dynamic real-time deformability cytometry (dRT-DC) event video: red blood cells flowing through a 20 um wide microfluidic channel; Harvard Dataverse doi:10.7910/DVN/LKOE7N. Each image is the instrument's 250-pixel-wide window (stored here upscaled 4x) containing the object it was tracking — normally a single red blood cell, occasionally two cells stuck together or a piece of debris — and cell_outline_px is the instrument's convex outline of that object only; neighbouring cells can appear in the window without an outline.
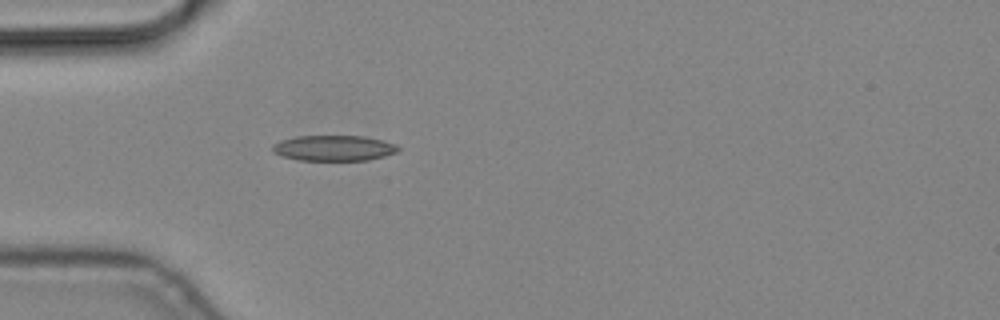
{"species": "common noctule bat (a hibernating species)", "species_latin": "Nyctalus noctula", "temperature_condition": "cold", "stored_images_in_passage": 4, "camera_frame_rate_fps": 3000, "um_per_image_px": 0.085, "animal": {"sex": "male", "body_mass_g": 19.2, "forearm_length_mm": 51.8}, "frame": {"image": 1, "passage_image": 4, "time_ms": 1.0, "image_size_px": [1000, 320], "cell_outline_px": [[400, 152], [368, 160], [300, 160], [284, 156], [276, 152], [272, 148], [272, 144], [280, 140], [296, 136], [364, 136], [396, 144], [400, 148]], "centroid_in_image_um": [28.41, 12.58], "position_along_channel_um": 56.6, "area_um2": 18.61}}